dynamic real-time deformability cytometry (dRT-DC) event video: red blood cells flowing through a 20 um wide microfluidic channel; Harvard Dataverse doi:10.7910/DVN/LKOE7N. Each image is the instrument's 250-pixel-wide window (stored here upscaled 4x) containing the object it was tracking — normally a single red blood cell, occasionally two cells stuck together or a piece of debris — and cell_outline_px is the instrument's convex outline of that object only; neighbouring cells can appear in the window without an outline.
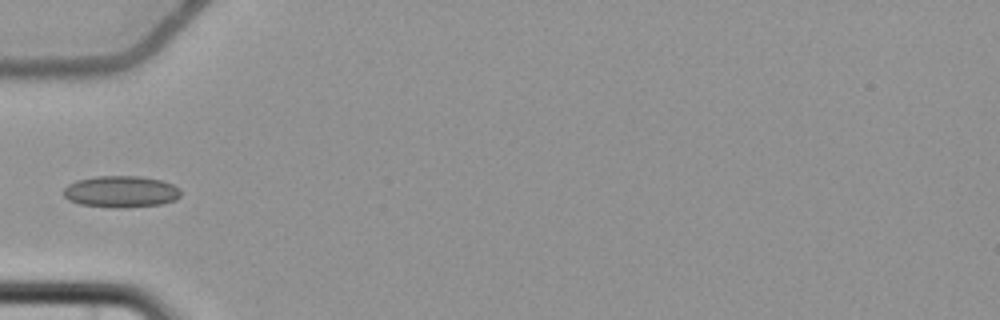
{"species": "common noctule bat (a hibernating species)", "species_latin": "Nyctalus noctula", "temperature_condition": "cold", "stored_images_in_passage": 5, "camera_frame_rate_fps": 3000, "um_per_image_px": 0.085, "animal": {"sex": "female", "body_mass_g": 22.7, "forearm_length_mm": 54.2}, "frame": {"image": 1, "passage_image": 5, "time_ms": 5.667, "image_size_px": [1000, 320], "cell_outline_px": [[180, 196], [176, 200], [160, 204], [120, 208], [116, 208], [80, 204], [68, 200], [64, 196], [64, 188], [68, 184], [76, 180], [96, 176], [140, 176], [164, 180], [180, 188]], "centroid_in_image_um": [10.29, 16.28], "position_along_channel_um": 74.7, "area_um2": 21.73}}